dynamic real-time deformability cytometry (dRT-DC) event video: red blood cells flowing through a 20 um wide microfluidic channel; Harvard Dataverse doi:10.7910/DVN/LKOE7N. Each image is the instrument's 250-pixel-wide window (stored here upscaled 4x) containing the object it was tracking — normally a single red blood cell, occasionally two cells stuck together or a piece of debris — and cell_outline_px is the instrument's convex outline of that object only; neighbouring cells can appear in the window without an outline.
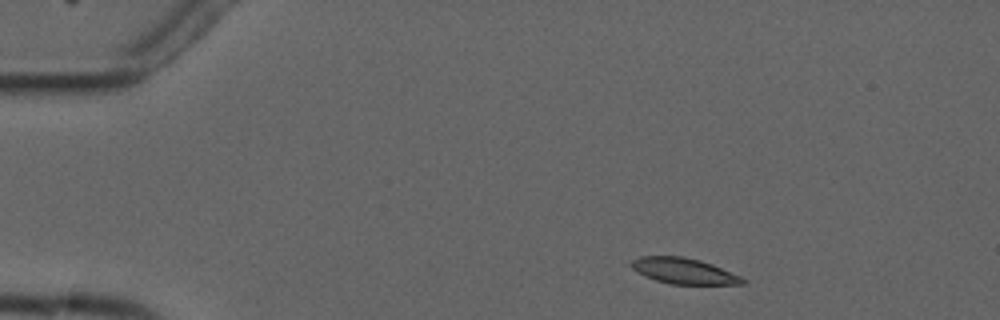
{"species": "common noctule bat (a hibernating species)", "species_latin": "Nyctalus noctula", "temperature_condition": "cold", "stored_images_in_passage": 5, "camera_frame_rate_fps": 3000, "um_per_image_px": 0.085, "animal": {"sex": "male", "forearm_length_mm": 52.5}, "frame": {"image": 1, "passage_image": 1, "time_ms": 0.0, "image_size_px": [1000, 320], "cell_outline_px": [[748, 284], [668, 284], [644, 276], [632, 268], [628, 264], [632, 260], [640, 256], [684, 256], [700, 260], [712, 264], [740, 276], [748, 280]], "centroid_in_image_um": [58.12, 23.03], "position_along_channel_um": 26.9, "area_um2": 16.88}}
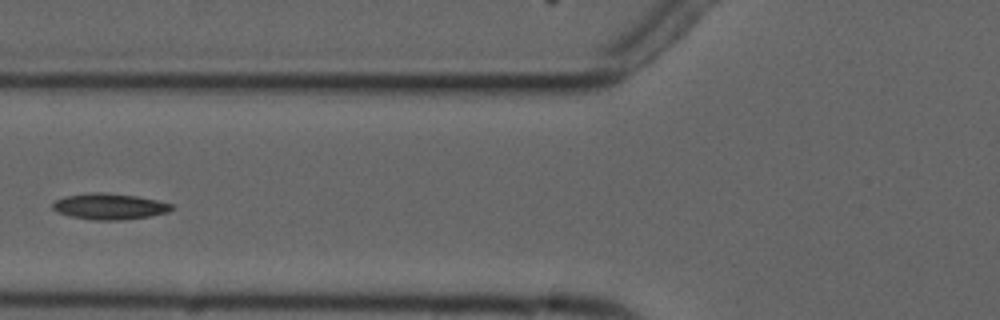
{"frame": {"image": 2, "passage_image": 4, "time_ms": 4.333, "image_size_px": [1000, 320], "cell_outline_px": [[176, 208], [168, 212], [148, 216], [120, 220], [96, 220], [72, 216], [56, 212], [52, 208], [52, 204], [56, 200], [64, 196], [92, 192], [104, 192], [136, 196], [156, 200], [172, 204]], "centroid_in_image_um": [9.3, 17.54], "position_along_channel_um": 116.5, "area_um2": 17.98}}
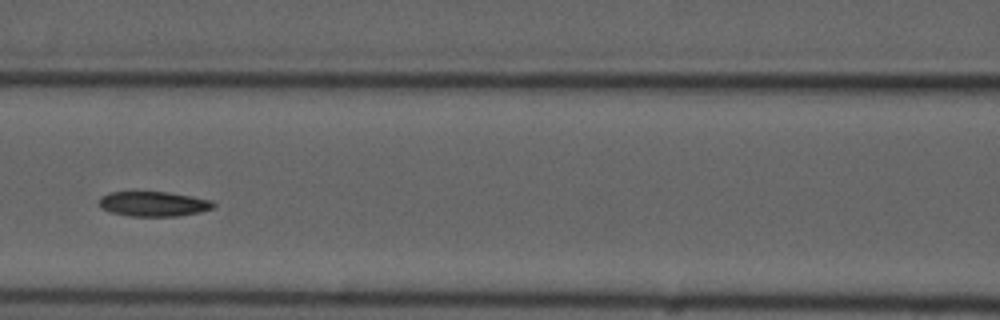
{"frame": {"image": 3, "passage_image": 5, "time_ms": 5.333, "image_size_px": [1000, 320], "cell_outline_px": [[216, 204], [212, 208], [200, 212], [176, 216], [132, 216], [112, 212], [100, 208], [96, 200], [100, 196], [108, 192], [168, 192], [192, 196], [212, 200]], "centroid_in_image_um": [13.01, 17.32], "position_along_channel_um": 153.6, "area_um2": 16.7}}